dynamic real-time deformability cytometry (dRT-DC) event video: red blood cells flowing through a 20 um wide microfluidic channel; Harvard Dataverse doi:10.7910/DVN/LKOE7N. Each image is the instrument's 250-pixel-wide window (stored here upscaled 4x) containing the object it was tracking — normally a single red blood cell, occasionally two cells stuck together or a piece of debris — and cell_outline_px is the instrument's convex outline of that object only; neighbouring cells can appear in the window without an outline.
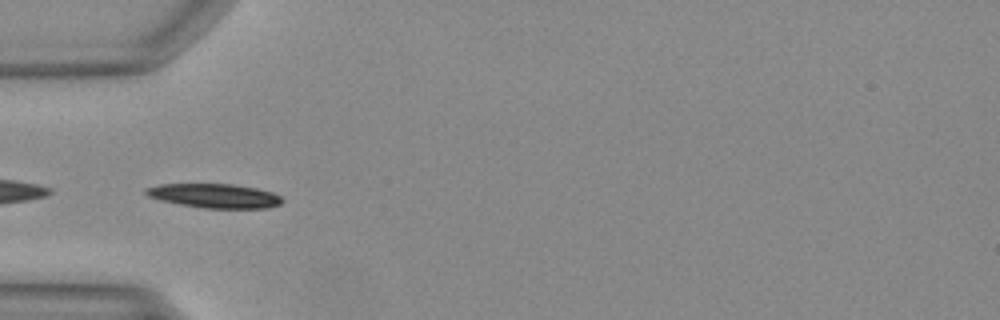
{"species": "Egyptian fruit bat (a non-hibernating species)", "species_latin": "Rousettus aegyptiacus", "temperature_condition": "warm", "stored_images_in_passage": 32, "segment_of_instrument_passage": [2, 2], "camera_frame_rate_fps": 3000, "um_per_image_px": 0.085, "animal": {"sex": "female"}, "frame": {"image": 1, "passage_image": 10, "time_ms": 3.0, "image_size_px": [1000, 320], "cell_outline_px": [[284, 200], [280, 204], [268, 208], [204, 208], [180, 204], [148, 196], [144, 192], [144, 188], [160, 184], [232, 184], [256, 188], [272, 192], [280, 196]], "centroid_in_image_um": [18.26, 16.64], "position_along_channel_um": 66.7, "area_um2": 19.07}}
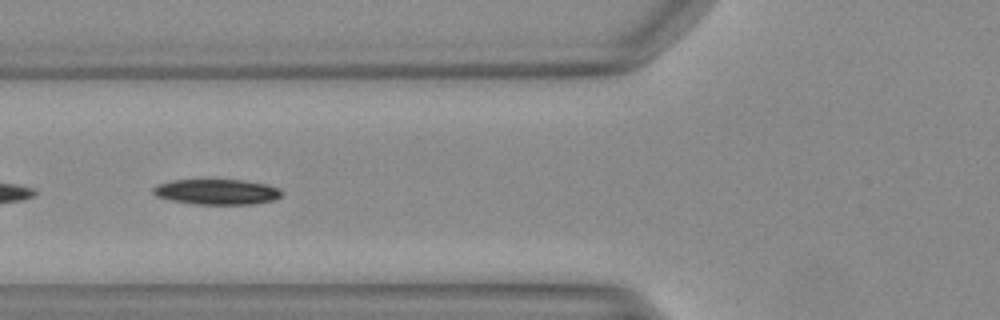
{"frame": {"image": 2, "passage_image": 13, "time_ms": 4.0, "image_size_px": [1000, 320], "cell_outline_px": [[280, 196], [276, 200], [252, 204], [196, 204], [172, 200], [156, 196], [152, 192], [152, 188], [156, 184], [172, 180], [240, 180], [268, 184], [280, 188]], "centroid_in_image_um": [18.42, 16.3], "position_along_channel_um": 107.4, "area_um2": 19.02}}
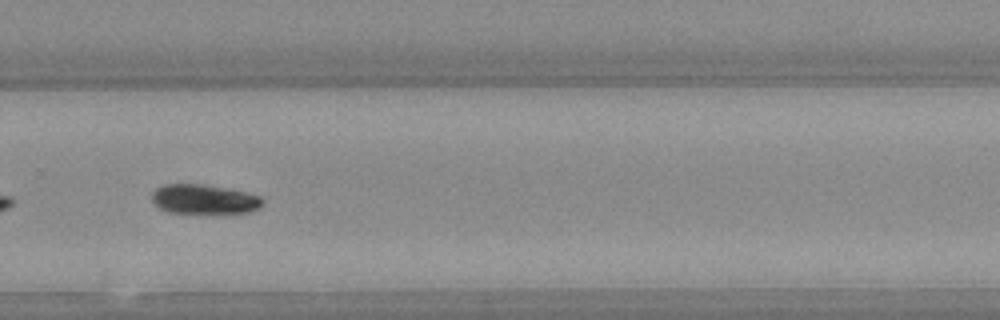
{"frame": {"image": 3, "passage_image": 28, "time_ms": 9.0, "image_size_px": [1000, 320], "cell_outline_px": [[264, 204], [260, 208], [248, 212], [212, 216], [168, 212], [160, 208], [152, 200], [152, 192], [156, 188], [164, 184], [200, 184], [248, 192], [260, 196], [264, 200]], "centroid_in_image_um": [17.39, 16.99], "position_along_channel_um": 312.4, "area_um2": 19.94}}